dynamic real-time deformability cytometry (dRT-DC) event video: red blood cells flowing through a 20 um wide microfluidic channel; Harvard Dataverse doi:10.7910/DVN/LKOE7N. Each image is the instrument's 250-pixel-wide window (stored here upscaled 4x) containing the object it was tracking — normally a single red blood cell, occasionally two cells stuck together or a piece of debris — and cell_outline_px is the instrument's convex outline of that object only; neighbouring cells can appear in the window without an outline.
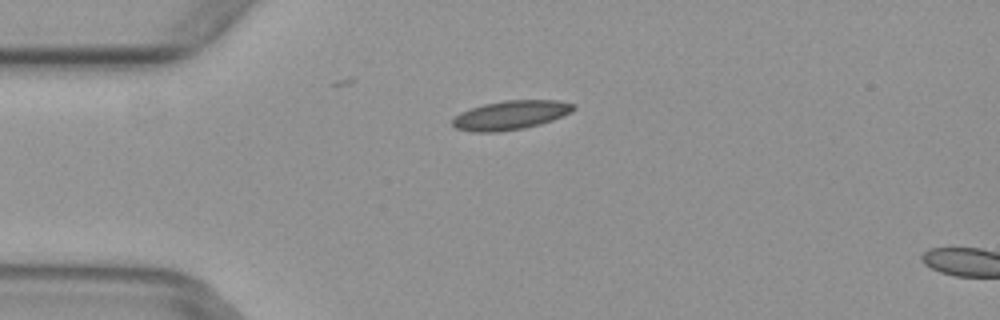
{"species": "common noctule bat (a hibernating species)", "species_latin": "Nyctalus noctula", "temperature_condition": "warm", "stored_images_in_passage": 3, "camera_frame_rate_fps": 3000, "um_per_image_px": 0.085, "animal": {"sex": "female", "body_mass_g": 29.2, "forearm_length_mm": 56.3}, "frame": {"image": 1, "passage_image": 2, "time_ms": 0.333, "image_size_px": [1000, 320], "cell_outline_px": [[576, 108], [572, 112], [552, 120], [540, 124], [524, 128], [496, 132], [472, 132], [456, 128], [452, 124], [452, 120], [460, 112], [484, 104], [504, 100], [560, 100], [576, 104]], "centroid_in_image_um": [43.44, 9.78], "position_along_channel_um": 41.6, "area_um2": 20.52}}